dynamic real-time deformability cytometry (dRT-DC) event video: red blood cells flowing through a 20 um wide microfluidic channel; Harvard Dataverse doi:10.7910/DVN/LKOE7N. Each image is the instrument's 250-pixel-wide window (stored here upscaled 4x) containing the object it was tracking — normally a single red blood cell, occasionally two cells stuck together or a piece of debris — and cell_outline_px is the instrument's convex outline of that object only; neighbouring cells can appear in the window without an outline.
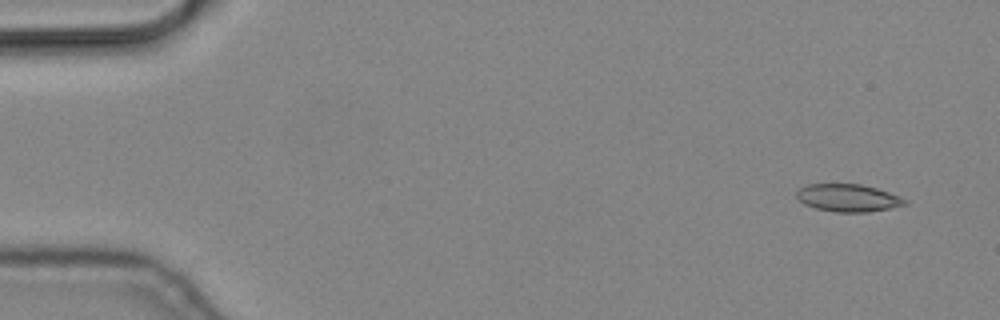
{"species": "common noctule bat (a hibernating species)", "species_latin": "Nyctalus noctula", "temperature_condition": "cold", "stored_images_in_passage": 4, "camera_frame_rate_fps": 3000, "um_per_image_px": 0.085, "animal": {"sex": "male", "body_mass_g": 19.2, "forearm_length_mm": 51.8}, "frame": {"image": 1, "passage_image": 1, "time_ms": 0.0, "image_size_px": [1000, 320], "cell_outline_px": [[908, 204], [868, 212], [836, 212], [816, 208], [804, 204], [796, 196], [796, 192], [800, 188], [808, 184], [860, 184], [876, 188], [900, 196], [908, 200]], "centroid_in_image_um": [72.09, 16.82], "position_along_channel_um": 12.9, "area_um2": 17.28}}
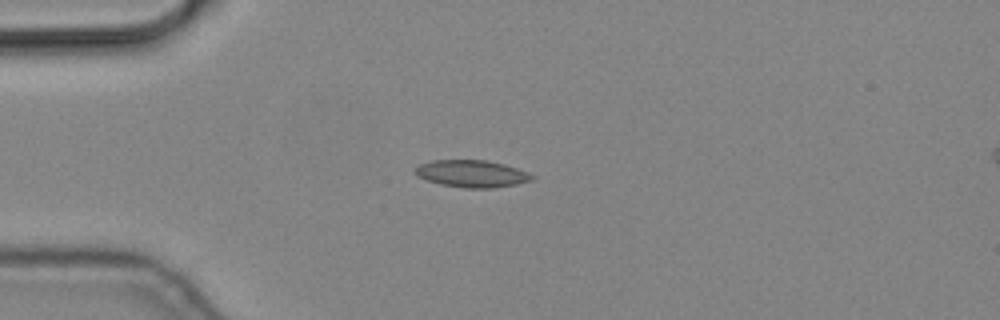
{"frame": {"image": 2, "passage_image": 4, "time_ms": 1.0, "image_size_px": [1000, 320], "cell_outline_px": [[536, 176], [532, 180], [516, 184], [492, 188], [464, 188], [440, 184], [416, 176], [412, 172], [412, 168], [420, 164], [432, 160], [488, 160], [504, 164], [528, 172]], "centroid_in_image_um": [40.06, 14.76], "position_along_channel_um": 44.9, "area_um2": 18.67}}